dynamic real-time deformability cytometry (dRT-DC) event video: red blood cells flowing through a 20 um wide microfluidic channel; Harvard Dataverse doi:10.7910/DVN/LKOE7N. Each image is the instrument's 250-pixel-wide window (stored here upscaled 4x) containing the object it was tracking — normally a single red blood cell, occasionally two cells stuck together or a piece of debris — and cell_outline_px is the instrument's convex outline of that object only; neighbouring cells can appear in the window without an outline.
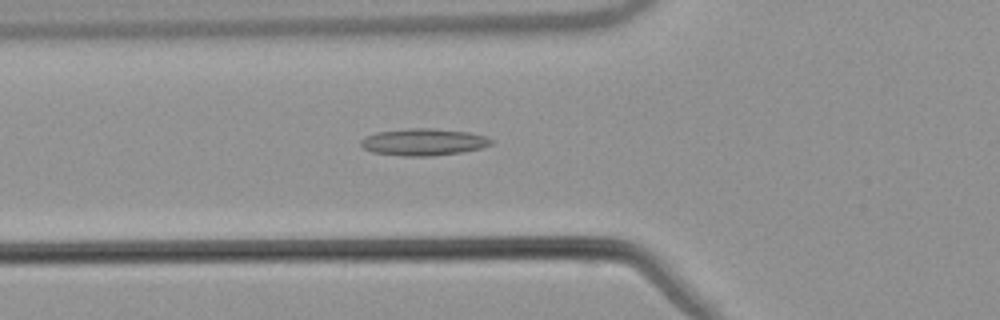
{"species": "common noctule bat (a hibernating species)", "species_latin": "Nyctalus noctula", "temperature_condition": "warm", "stored_images_in_passage": 54, "camera_frame_rate_fps": 3000, "um_per_image_px": 0.085, "animal": {"sex": "male", "body_mass_g": 21.5, "forearm_length_mm": 52.0}, "frame": {"image": 1, "passage_image": 20, "time_ms": 6.333, "image_size_px": [1000, 320], "cell_outline_px": [[492, 144], [480, 148], [460, 152], [432, 156], [404, 156], [372, 152], [364, 148], [360, 144], [360, 140], [364, 136], [376, 132], [408, 128], [432, 128], [468, 132], [484, 136], [492, 140]], "centroid_in_image_um": [35.95, 12.07], "position_along_channel_um": 89.9, "area_um2": 20.4}}
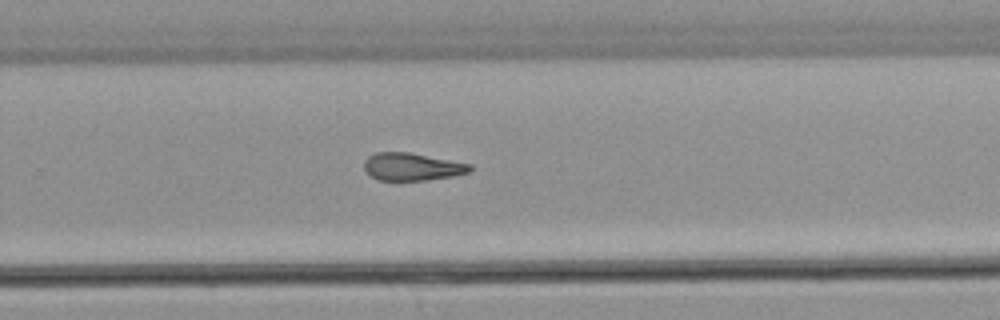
{"frame": {"image": 2, "passage_image": 36, "time_ms": 11.667, "image_size_px": [1000, 320], "cell_outline_px": [[472, 172], [456, 176], [428, 180], [380, 180], [364, 172], [364, 160], [368, 156], [376, 152], [408, 152], [472, 164]], "centroid_in_image_um": [35.05, 14.18], "position_along_channel_um": 294.8, "area_um2": 17.22}}
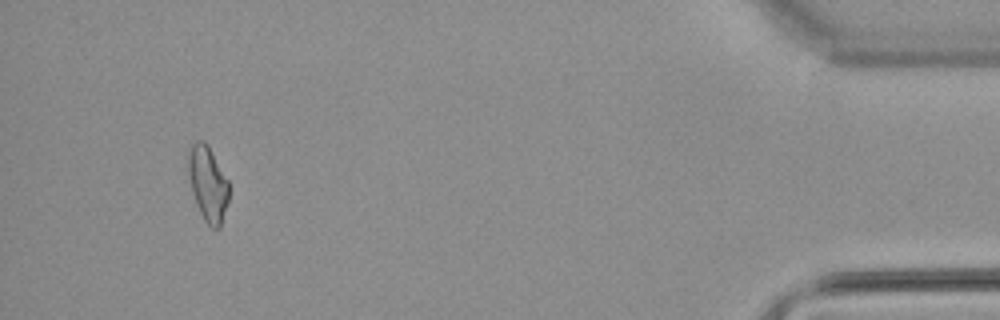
{"frame": {"image": 3, "passage_image": 51, "time_ms": 16.667, "image_size_px": [1000, 320], "cell_outline_px": [[228, 200], [220, 228], [212, 228], [204, 220], [196, 204], [192, 192], [188, 172], [188, 152], [192, 144], [196, 140], [204, 140], [208, 144], [228, 180]], "centroid_in_image_um": [17.66, 15.58], "position_along_channel_um": 417.5, "area_um2": 17.74}, "authors_computed_cell_mechanics": {"area_um2": 18.4382, "velocity_mm_per_s": 3.8503, "shape_relaxation_time_tau1_ms": null, "shape_relaxation_time_tau2_ms": 6.9388, "deformation_change_tau1": null, "deformation_change_tau2": 0.1972}}